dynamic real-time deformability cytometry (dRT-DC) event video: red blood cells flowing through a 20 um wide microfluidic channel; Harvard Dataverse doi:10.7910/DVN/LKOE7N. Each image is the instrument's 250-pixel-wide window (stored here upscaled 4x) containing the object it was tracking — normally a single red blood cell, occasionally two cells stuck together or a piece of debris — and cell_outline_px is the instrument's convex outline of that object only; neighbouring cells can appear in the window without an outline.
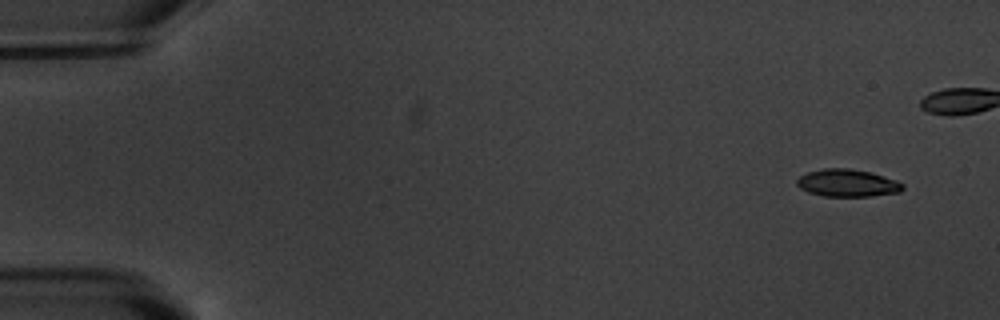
{"species": "common noctule bat (a hibernating species)", "species_latin": "Nyctalus noctula", "temperature_condition": "warm", "stored_images_in_passage": 5, "camera_frame_rate_fps": 3000, "um_per_image_px": 0.085, "animal": {"sex": "male", "body_mass_g": 20.1, "forearm_length_mm": 53.5}, "frame": {"image": 1, "passage_image": 1, "time_ms": 0.0, "image_size_px": [1000, 320], "cell_outline_px": [[904, 188], [900, 192], [872, 196], [824, 196], [808, 192], [800, 188], [796, 184], [796, 180], [800, 176], [808, 172], [824, 168], [848, 168], [872, 172], [896, 180], [904, 184]], "centroid_in_image_um": [72.04, 15.55], "position_along_channel_um": 13.0, "area_um2": 16.99}}
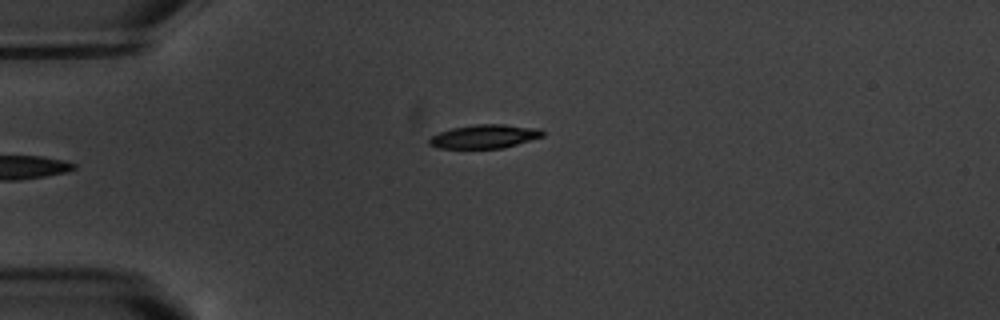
{"frame": {"image": 2, "passage_image": 5, "time_ms": 5.667, "image_size_px": [1000, 320], "cell_outline_px": [[544, 136], [504, 148], [436, 148], [428, 144], [428, 140], [432, 136], [440, 132], [452, 128], [476, 124], [504, 124], [540, 128], [544, 132]], "centroid_in_image_um": [41.2, 11.59], "position_along_channel_um": 43.8, "area_um2": 15.72}}